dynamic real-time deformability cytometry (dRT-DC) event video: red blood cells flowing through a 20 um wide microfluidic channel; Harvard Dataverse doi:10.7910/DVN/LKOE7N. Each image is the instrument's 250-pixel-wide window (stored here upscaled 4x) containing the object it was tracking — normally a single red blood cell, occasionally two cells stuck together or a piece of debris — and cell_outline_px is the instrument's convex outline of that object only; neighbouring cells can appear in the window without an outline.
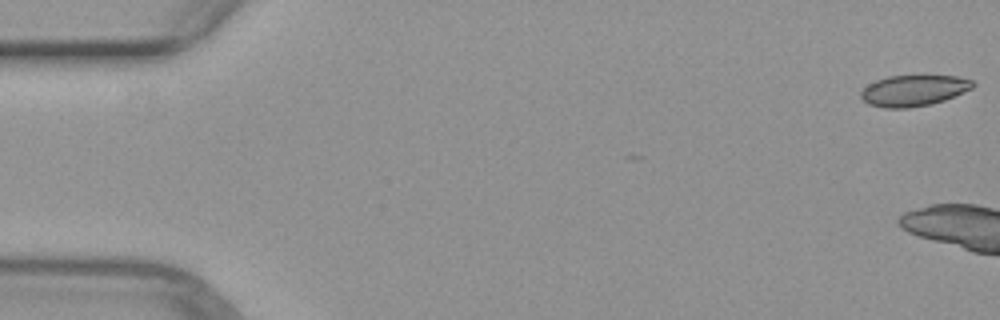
{"species": "common noctule bat (a hibernating species)", "species_latin": "Nyctalus noctula", "temperature_condition": "warm", "stored_images_in_passage": 10, "camera_frame_rate_fps": 3000, "um_per_image_px": 0.085, "animal": {"sex": "female", "body_mass_g": 29.2, "forearm_length_mm": 56.3}, "frame": {"image": 1, "passage_image": 1, "time_ms": 0.0, "image_size_px": [1000, 320], "cell_outline_px": [[976, 84], [972, 88], [944, 100], [932, 104], [908, 108], [884, 108], [868, 104], [860, 96], [860, 92], [868, 84], [876, 80], [888, 76], [924, 72], [956, 76], [972, 80]], "centroid_in_image_um": [77.68, 7.64], "position_along_channel_um": 7.3, "area_um2": 21.15}}